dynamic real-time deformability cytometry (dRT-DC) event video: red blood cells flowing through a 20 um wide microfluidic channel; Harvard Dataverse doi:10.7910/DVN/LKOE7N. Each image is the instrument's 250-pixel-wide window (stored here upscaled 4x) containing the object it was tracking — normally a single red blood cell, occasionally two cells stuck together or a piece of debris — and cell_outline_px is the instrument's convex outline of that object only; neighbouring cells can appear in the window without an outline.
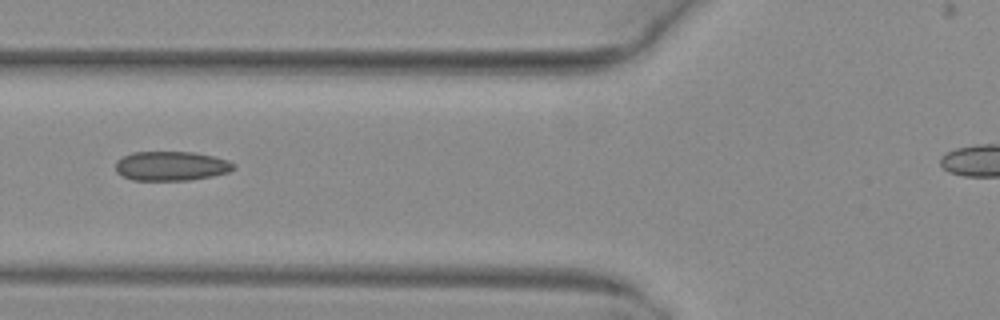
{"species": "common noctule bat (a hibernating species)", "species_latin": "Nyctalus noctula", "temperature_condition": "warm", "stored_images_in_passage": 5, "camera_frame_rate_fps": 3000, "um_per_image_px": 0.085, "animal": {"sex": "female", "body_mass_g": 29.2, "forearm_length_mm": 56.3}, "frame": {"image": 1, "passage_image": 4, "time_ms": 1.0, "image_size_px": [1000, 320], "cell_outline_px": [[236, 168], [228, 172], [212, 176], [188, 180], [132, 180], [116, 172], [116, 160], [132, 152], [192, 152], [212, 156], [228, 160], [236, 164]], "centroid_in_image_um": [14.56, 14.11], "position_along_channel_um": 111.2, "area_um2": 20.17}}
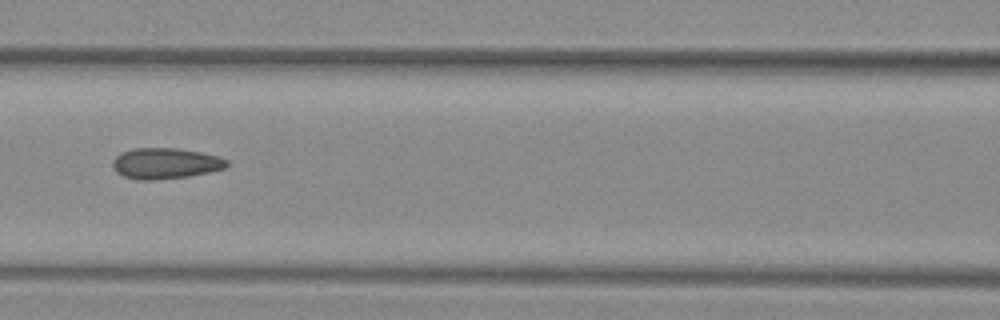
{"frame": {"image": 2, "passage_image": 5, "time_ms": 1.333, "image_size_px": [1000, 320], "cell_outline_px": [[228, 164], [224, 168], [208, 172], [188, 176], [152, 180], [136, 180], [124, 176], [116, 172], [112, 164], [112, 160], [120, 152], [132, 148], [176, 148], [200, 152], [216, 156], [228, 160]], "centroid_in_image_um": [14.0, 13.88], "position_along_channel_um": 152.6, "area_um2": 20.46}}